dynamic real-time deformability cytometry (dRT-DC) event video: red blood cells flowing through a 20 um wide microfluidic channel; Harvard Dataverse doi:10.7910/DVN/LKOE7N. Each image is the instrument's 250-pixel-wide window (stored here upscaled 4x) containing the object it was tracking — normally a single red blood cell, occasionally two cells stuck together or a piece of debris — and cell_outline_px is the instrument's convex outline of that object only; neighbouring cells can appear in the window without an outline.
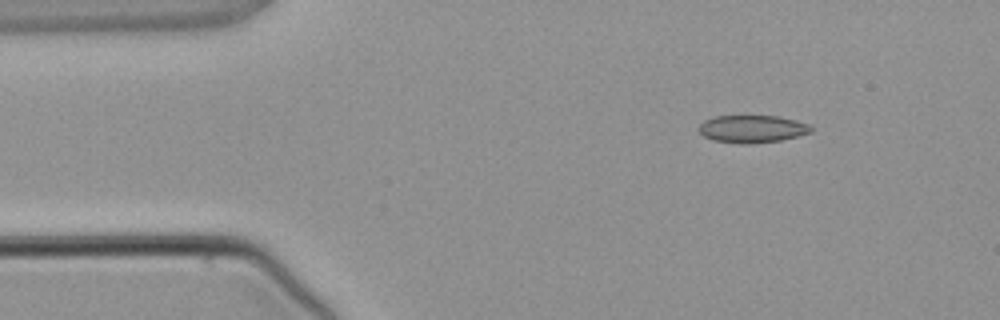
{"species": "common noctule bat (a hibernating species)", "species_latin": "Nyctalus noctula", "temperature_condition": "warm", "stored_images_in_passage": 3, "camera_frame_rate_fps": 3000, "um_per_image_px": 0.085, "animal": {"sex": "male", "body_mass_g": 21.5, "forearm_length_mm": 52.0}, "frame": {"image": 1, "passage_image": 1, "time_ms": 0.0, "image_size_px": [1000, 320], "cell_outline_px": [[812, 132], [780, 140], [748, 144], [740, 144], [712, 140], [704, 136], [700, 132], [700, 124], [704, 120], [712, 116], [780, 116], [796, 120], [808, 124], [812, 128]], "centroid_in_image_um": [63.92, 10.95], "position_along_channel_um": 21.1, "area_um2": 17.98}}
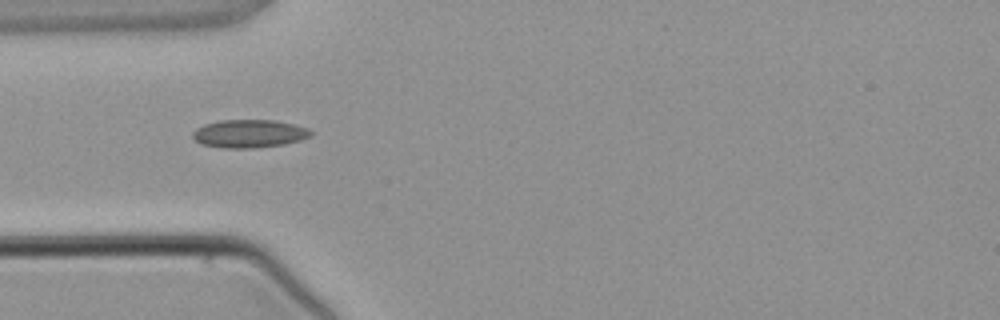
{"frame": {"image": 2, "passage_image": 3, "time_ms": 2.333, "image_size_px": [1000, 320], "cell_outline_px": [[312, 136], [300, 140], [284, 144], [252, 148], [220, 148], [200, 144], [192, 136], [192, 132], [196, 128], [204, 124], [220, 120], [272, 120], [292, 124], [308, 128], [312, 132]], "centroid_in_image_um": [21.15, 11.36], "position_along_channel_um": 63.9, "area_um2": 19.36}}